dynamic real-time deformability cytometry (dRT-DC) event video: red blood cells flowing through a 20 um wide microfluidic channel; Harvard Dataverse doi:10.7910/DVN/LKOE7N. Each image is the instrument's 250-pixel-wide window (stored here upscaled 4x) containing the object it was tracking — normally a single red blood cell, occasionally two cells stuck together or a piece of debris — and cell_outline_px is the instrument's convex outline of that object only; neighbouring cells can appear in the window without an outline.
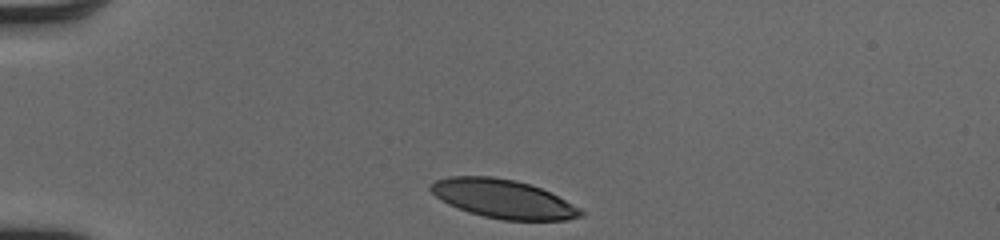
{"species": "human", "species_latin": "Homo sapiens", "temperature_condition": "cold", "stored_images_in_passage": 32, "camera_frame_rate_fps": 3000, "um_per_image_px": 0.085, "donor": {"sex": "male"}, "frame": {"image": 1, "passage_image": 1, "time_ms": 0.0, "image_size_px": [1000, 240], "cell_outline_px": [[584, 216], [568, 220], [504, 220], [484, 216], [468, 212], [448, 204], [440, 200], [428, 188], [428, 184], [436, 180], [448, 176], [492, 176], [516, 180], [540, 188], [580, 208], [584, 212]], "centroid_in_image_um": [42.73, 16.9], "position_along_channel_um": 42.3, "area_um2": 33.76}}
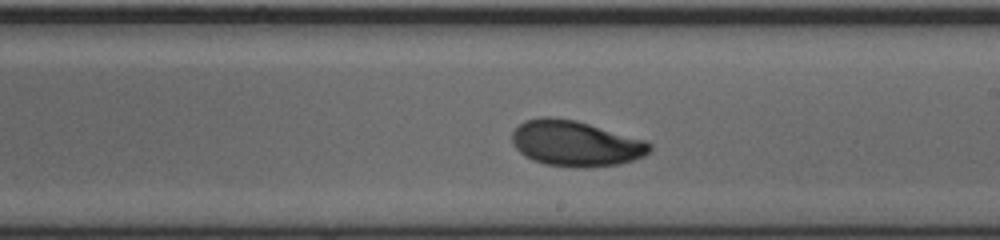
{"frame": {"image": 2, "passage_image": 19, "time_ms": 6.0, "image_size_px": [1000, 240], "cell_outline_px": [[652, 148], [644, 156], [620, 164], [584, 168], [576, 168], [544, 164], [532, 160], [524, 156], [512, 144], [512, 132], [524, 120], [540, 116], [552, 116], [576, 120], [644, 140], [652, 144]], "centroid_in_image_um": [48.89, 12.19], "position_along_channel_um": 240.1, "area_um2": 36.82}}
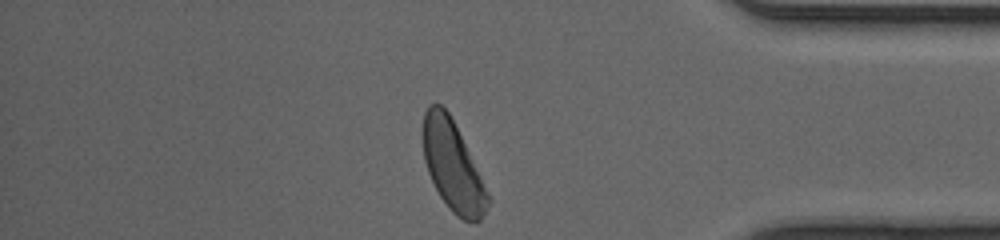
{"frame": {"image": 3, "passage_image": 32, "time_ms": 10.333, "image_size_px": [1000, 240], "cell_outline_px": [[492, 200], [480, 220], [476, 224], [464, 220], [456, 216], [448, 208], [440, 196], [428, 172], [424, 160], [420, 136], [424, 112], [428, 104], [440, 104], [448, 112]], "centroid_in_image_um": [38.44, 14.13], "position_along_channel_um": 396.8, "area_um2": 33.87}, "authors_computed_cell_mechanics": {"area_um2": 35.547, "velocity_mm_per_s": 4.0796, "shape_relaxation_time_tau1_ms": 2.2432, "shape_relaxation_time_tau2_ms": 3.9602, "deformation_change_tau1": 0.1286, "deformation_change_tau2": 0.0871}}